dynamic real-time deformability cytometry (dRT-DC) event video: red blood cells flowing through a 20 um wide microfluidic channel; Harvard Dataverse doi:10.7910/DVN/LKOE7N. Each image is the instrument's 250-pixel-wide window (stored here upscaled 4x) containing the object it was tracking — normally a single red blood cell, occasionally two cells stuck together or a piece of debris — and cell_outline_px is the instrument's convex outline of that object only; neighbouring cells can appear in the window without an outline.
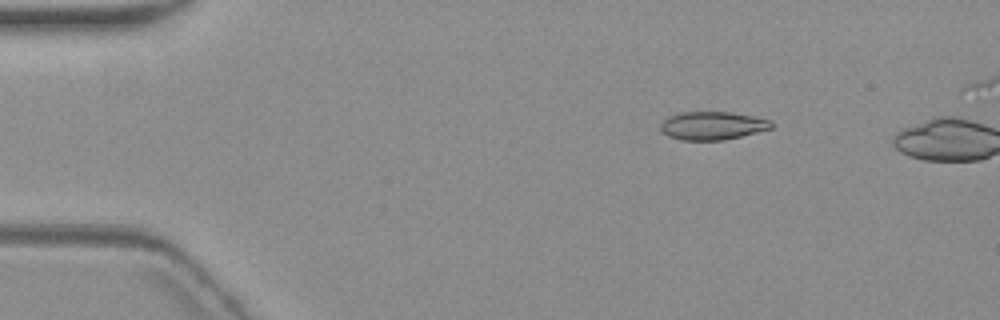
{"species": "common noctule bat (a hibernating species)", "species_latin": "Nyctalus noctula", "temperature_condition": "warm", "stored_images_in_passage": 2, "camera_frame_rate_fps": 3000, "um_per_image_px": 0.085, "animal": {"sex": "female", "body_mass_g": 19.3, "forearm_length_mm": 54.1}, "frame": {"image": 1, "passage_image": 1, "time_ms": 0.0, "image_size_px": [1000, 320], "cell_outline_px": [[772, 128], [724, 140], [680, 140], [668, 136], [660, 128], [660, 124], [668, 116], [680, 112], [728, 112], [752, 116], [772, 120]], "centroid_in_image_um": [60.53, 10.68], "position_along_channel_um": 24.5, "area_um2": 18.09}}